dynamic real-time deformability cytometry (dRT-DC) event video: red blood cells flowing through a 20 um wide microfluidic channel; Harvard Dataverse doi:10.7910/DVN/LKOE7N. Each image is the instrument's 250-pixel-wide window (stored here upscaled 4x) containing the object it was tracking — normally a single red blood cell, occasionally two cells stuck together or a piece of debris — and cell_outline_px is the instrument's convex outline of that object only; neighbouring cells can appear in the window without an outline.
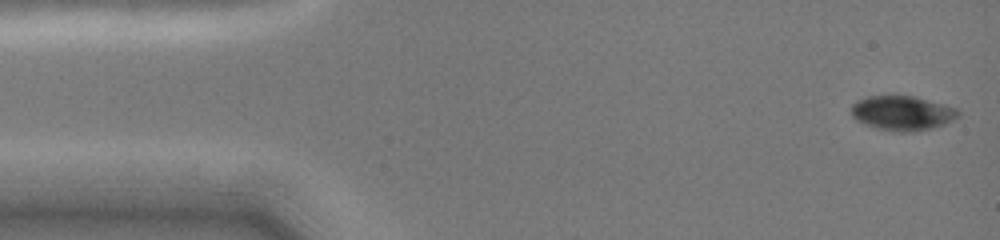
{"species": "common noctule bat (a hibernating species)", "species_latin": "Nyctalus noctula", "temperature_condition": "cold", "stored_images_in_passage": 5, "camera_frame_rate_fps": 3000, "um_per_image_px": 0.085, "animal": {"sex": "female", "body_mass_g": 19.0, "forearm_length_mm": 51.5}, "frame": {"image": 1, "passage_image": 1, "time_ms": 0.0, "image_size_px": [1000, 240], "cell_outline_px": [[960, 116], [944, 124], [932, 128], [912, 132], [900, 132], [876, 128], [864, 124], [856, 120], [852, 116], [852, 104], [856, 100], [868, 96], [892, 92], [916, 96], [944, 104], [956, 108], [960, 112]], "centroid_in_image_um": [76.67, 9.56], "position_along_channel_um": 8.3, "area_um2": 22.31}}
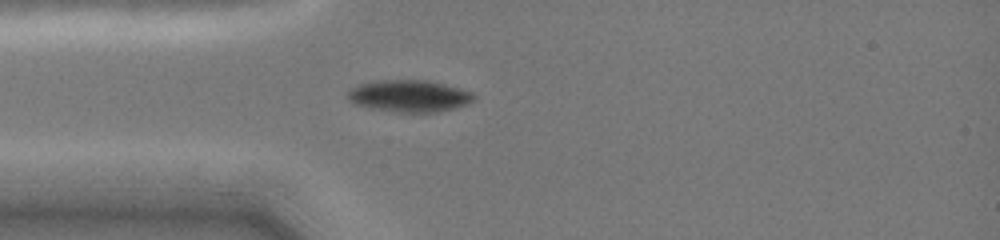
{"frame": {"image": 2, "passage_image": 5, "time_ms": 3.667, "image_size_px": [1000, 240], "cell_outline_px": [[476, 100], [468, 104], [436, 112], [396, 112], [368, 108], [352, 104], [344, 96], [352, 88], [360, 84], [376, 80], [424, 80], [460, 88], [472, 92], [476, 96]], "centroid_in_image_um": [34.74, 8.16], "position_along_channel_um": 50.3, "area_um2": 23.64}}